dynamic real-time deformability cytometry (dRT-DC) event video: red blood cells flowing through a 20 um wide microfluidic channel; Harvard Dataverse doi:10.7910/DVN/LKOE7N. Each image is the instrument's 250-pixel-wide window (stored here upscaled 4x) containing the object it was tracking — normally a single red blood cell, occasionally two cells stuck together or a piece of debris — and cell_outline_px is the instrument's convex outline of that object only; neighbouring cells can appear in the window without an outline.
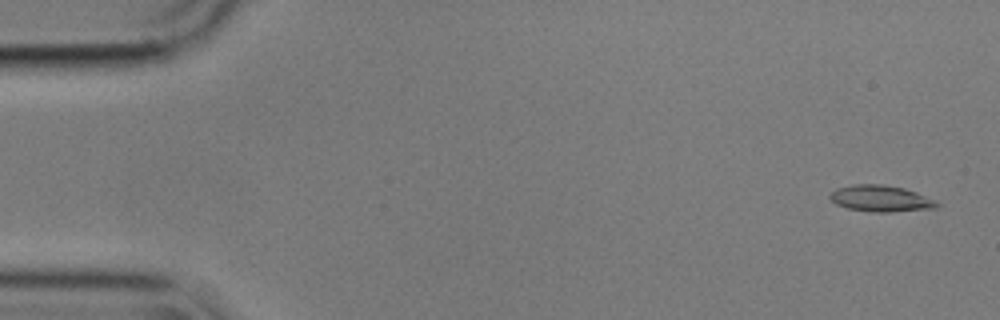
{"species": "common noctule bat (a hibernating species)", "species_latin": "Nyctalus noctula", "temperature_condition": "cold", "stored_images_in_passage": 56, "camera_frame_rate_fps": 3000, "um_per_image_px": 0.085, "animal": {"sex": "male", "body_mass_g": 17.9}, "frame": {"image": 1, "passage_image": 2, "time_ms": 0.333, "image_size_px": [1000, 320], "cell_outline_px": [[940, 204], [936, 208], [888, 212], [872, 212], [848, 208], [836, 204], [828, 196], [836, 188], [852, 184], [880, 184], [904, 188], [916, 192], [936, 200]], "centroid_in_image_um": [74.87, 16.87], "position_along_channel_um": 10.1, "area_um2": 16.42}}
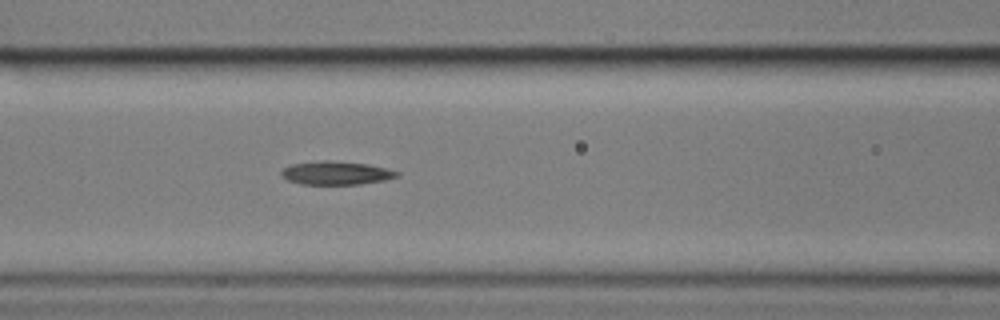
{"frame": {"image": 2, "passage_image": 23, "time_ms": 7.333, "image_size_px": [1000, 320], "cell_outline_px": [[400, 176], [384, 180], [360, 184], [300, 184], [288, 180], [280, 176], [280, 172], [284, 168], [292, 164], [324, 160], [328, 160], [368, 164], [388, 168], [400, 172]], "centroid_in_image_um": [28.59, 14.7], "position_along_channel_um": 138.0, "area_um2": 15.84}}
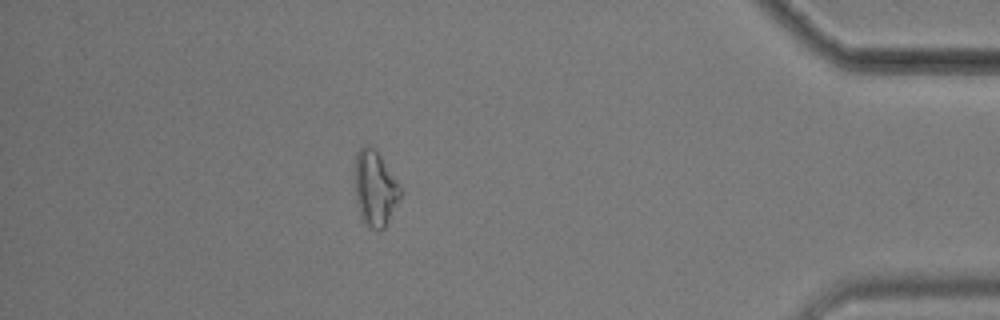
{"frame": {"image": 3, "passage_image": 49, "time_ms": 16.0, "image_size_px": [1000, 320], "cell_outline_px": [[400, 196], [384, 228], [380, 232], [376, 232], [368, 228], [364, 224], [360, 216], [356, 200], [356, 152], [364, 144], [368, 144], [380, 156], [400, 184]], "centroid_in_image_um": [31.87, 16.06], "position_along_channel_um": 403.3, "area_um2": 19.77}}